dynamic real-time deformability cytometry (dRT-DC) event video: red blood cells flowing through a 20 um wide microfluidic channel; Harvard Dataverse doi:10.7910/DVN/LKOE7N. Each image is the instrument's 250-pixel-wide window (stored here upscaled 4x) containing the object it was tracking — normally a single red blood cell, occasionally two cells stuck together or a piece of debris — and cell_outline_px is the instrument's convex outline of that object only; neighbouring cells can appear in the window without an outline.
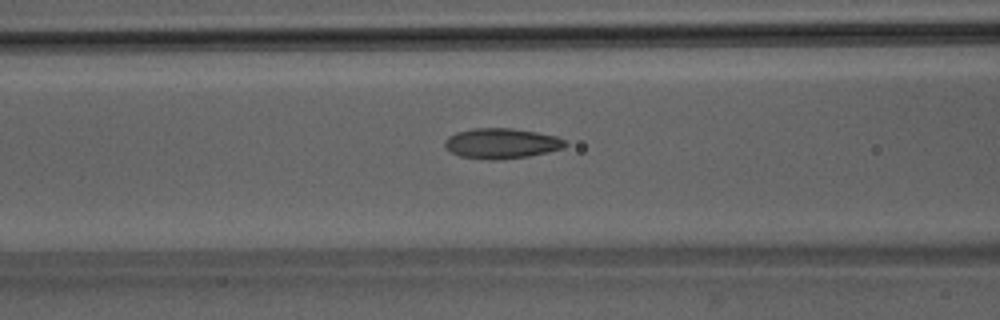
{"species": "Egyptian fruit bat (a non-hibernating species)", "species_latin": "Rousettus aegyptiacus", "temperature_condition": "room temperature", "stored_images_in_passage": 35, "camera_frame_rate_fps": 3000, "um_per_image_px": 0.085, "animal": {"sex": "male"}, "frame": {"image": 1, "passage_image": 10, "time_ms": 3.0, "image_size_px": [1000, 320], "cell_outline_px": [[568, 144], [564, 148], [548, 152], [528, 156], [496, 160], [484, 160], [460, 156], [452, 152], [444, 144], [444, 140], [448, 136], [456, 132], [472, 128], [512, 128], [536, 132], [556, 136], [564, 140]], "centroid_in_image_um": [42.62, 12.19], "position_along_channel_um": 124.0, "area_um2": 21.33}}
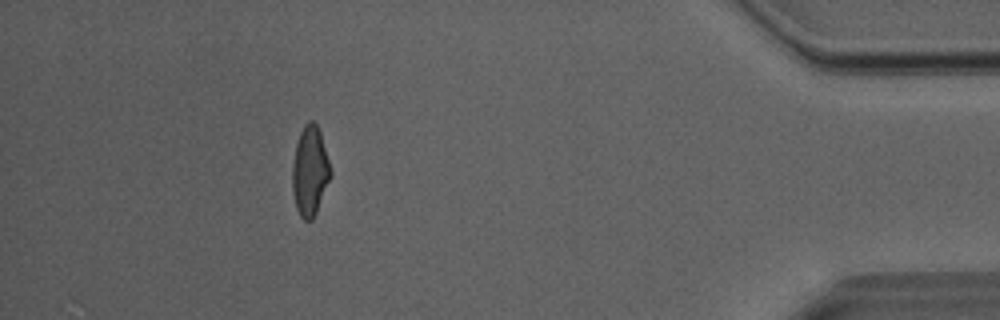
{"frame": {"image": 2, "passage_image": 35, "time_ms": 11.333, "image_size_px": [1000, 320], "cell_outline_px": [[332, 176], [316, 212], [312, 220], [304, 220], [300, 216], [296, 208], [292, 192], [292, 164], [296, 144], [300, 132], [304, 124], [308, 120], [312, 120], [316, 124], [320, 132], [332, 172]], "centroid_in_image_um": [26.34, 14.54], "position_along_channel_um": 408.9, "area_um2": 20.06}, "authors_computed_cell_mechanics": {"area_um2": 20.4034, "velocity_mm_per_s": 4.0694, "shape_relaxation_time_tau1_ms": 6.3157, "shape_relaxation_time_tau2_ms": 1.3332, "deformation_change_tau1": 0.1749, "deformation_change_tau2": 0.0869}}